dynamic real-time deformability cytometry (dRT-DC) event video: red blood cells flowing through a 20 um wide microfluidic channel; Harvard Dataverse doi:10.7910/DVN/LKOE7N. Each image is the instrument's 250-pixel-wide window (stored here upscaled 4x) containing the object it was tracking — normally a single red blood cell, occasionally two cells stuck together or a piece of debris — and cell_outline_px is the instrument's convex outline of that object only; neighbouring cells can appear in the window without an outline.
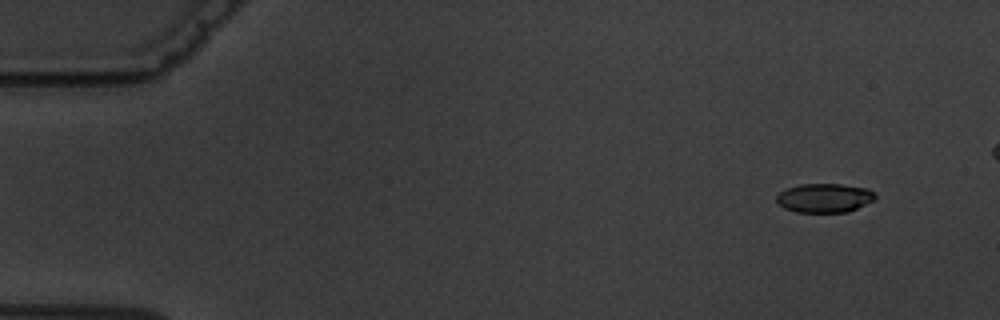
{"species": "common noctule bat (a hibernating species)", "species_latin": "Nyctalus noctula", "temperature_condition": "warm", "stored_images_in_passage": 6, "segment_of_instrument_passage": [2, 2], "camera_frame_rate_fps": 3000, "um_per_image_px": 0.085, "animal": {"sex": "male", "body_mass_g": 19.5, "forearm_length_mm": 54.6}, "frame": {"image": 1, "passage_image": 6, "time_ms": 7.333, "image_size_px": [1000, 320], "cell_outline_px": [[876, 200], [848, 212], [796, 212], [784, 208], [776, 200], [776, 196], [784, 188], [800, 184], [840, 184], [868, 188], [876, 196]], "centroid_in_image_um": [70.08, 16.82], "position_along_channel_um": 14.9, "area_um2": 16.82}}